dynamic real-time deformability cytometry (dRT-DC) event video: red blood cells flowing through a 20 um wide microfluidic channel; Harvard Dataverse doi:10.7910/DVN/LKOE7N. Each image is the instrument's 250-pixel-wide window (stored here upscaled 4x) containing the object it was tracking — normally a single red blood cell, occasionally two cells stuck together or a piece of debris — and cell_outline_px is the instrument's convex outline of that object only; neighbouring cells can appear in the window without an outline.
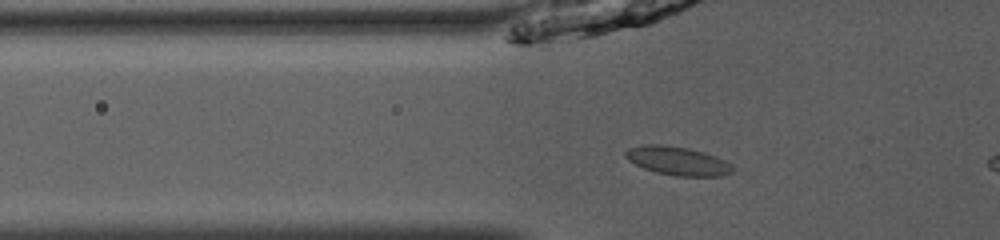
{"species": "common noctule bat (a hibernating species)", "species_latin": "Nyctalus noctula", "temperature_condition": "room temperature", "stored_images_in_passage": 33, "camera_frame_rate_fps": 3000, "um_per_image_px": 0.085, "animal": {"sex": "male", "body_mass_g": 13.0, "forearm_length_mm": 53.1}, "frame": {"image": 1, "passage_image": 4, "time_ms": 1.0, "image_size_px": [1000, 240], "cell_outline_px": [[732, 172], [720, 176], [676, 176], [656, 172], [644, 168], [628, 160], [624, 156], [624, 152], [628, 148], [644, 144], [664, 144], [688, 148], [704, 152], [716, 156], [724, 160], [732, 168]], "centroid_in_image_um": [57.55, 13.66], "position_along_channel_um": 68.3, "area_um2": 17.8}}
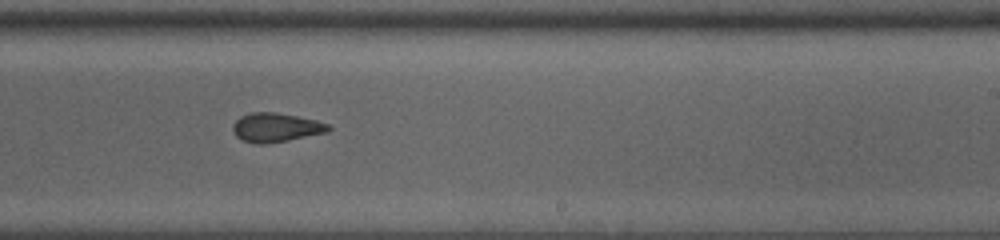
{"frame": {"image": 2, "passage_image": 19, "time_ms": 6.0, "image_size_px": [1000, 240], "cell_outline_px": [[332, 128], [328, 132], [288, 140], [264, 144], [256, 144], [244, 140], [236, 136], [232, 128], [232, 124], [240, 116], [252, 112], [276, 112], [316, 120], [328, 124]], "centroid_in_image_um": [23.45, 10.83], "position_along_channel_um": 265.6, "area_um2": 16.13}}
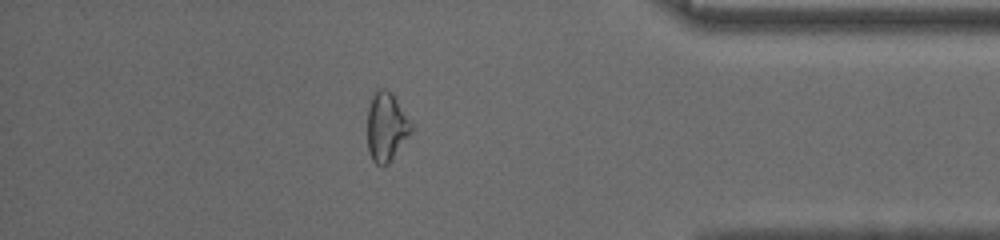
{"frame": {"image": 3, "passage_image": 31, "time_ms": 10.0, "image_size_px": [1000, 240], "cell_outline_px": [[416, 124], [412, 132], [388, 164], [376, 164], [372, 160], [368, 152], [368, 108], [372, 96], [380, 88], [384, 88], [392, 92]], "centroid_in_image_um": [32.9, 10.75], "position_along_channel_um": 402.3, "area_um2": 18.03}}